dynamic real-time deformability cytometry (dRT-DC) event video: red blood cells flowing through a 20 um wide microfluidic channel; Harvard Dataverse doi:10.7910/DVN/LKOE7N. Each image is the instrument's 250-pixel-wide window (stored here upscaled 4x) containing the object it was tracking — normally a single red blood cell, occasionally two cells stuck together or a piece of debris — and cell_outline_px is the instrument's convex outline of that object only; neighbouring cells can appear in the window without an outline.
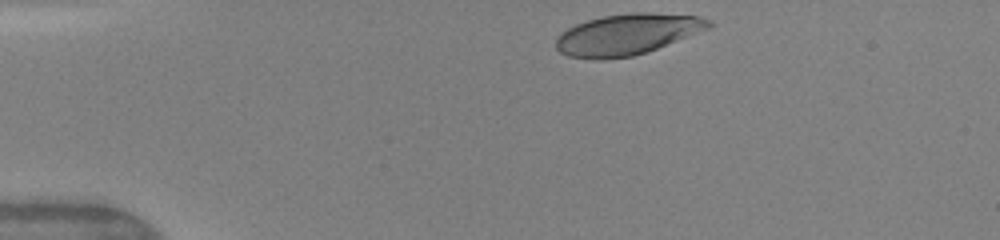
{"species": "human", "species_latin": "Homo sapiens", "temperature_condition": "warm", "stored_images_in_passage": 34, "camera_frame_rate_fps": 3000, "um_per_image_px": 0.085, "donor": {"sex": "female"}, "frame": {"image": 1, "passage_image": 1, "time_ms": 0.0, "image_size_px": [1000, 240], "cell_outline_px": [[712, 28], [648, 52], [632, 56], [600, 60], [592, 60], [568, 56], [560, 52], [556, 48], [556, 36], [560, 32], [576, 24], [588, 20], [604, 16], [632, 12], [648, 12], [700, 16], [712, 20]], "centroid_in_image_um": [53.34, 2.93], "position_along_channel_um": 31.7, "area_um2": 36.99}}
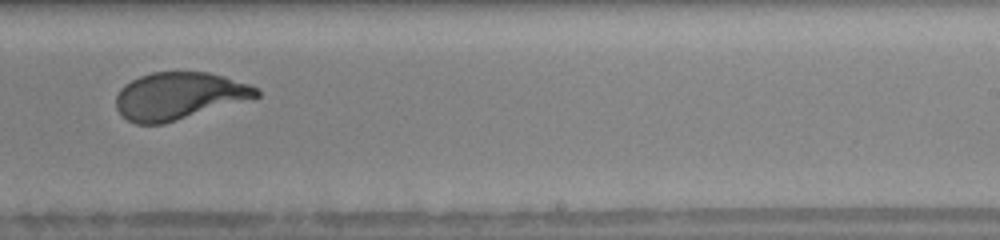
{"frame": {"image": 2, "passage_image": 23, "time_ms": 7.333, "image_size_px": [1000, 240], "cell_outline_px": [[260, 96], [164, 124], [136, 124], [128, 120], [116, 108], [116, 96], [120, 88], [124, 84], [140, 76], [152, 72], [208, 72], [224, 76], [248, 84], [256, 88], [260, 92]], "centroid_in_image_um": [15.18, 8.15], "position_along_channel_um": 273.8, "area_um2": 38.38}}
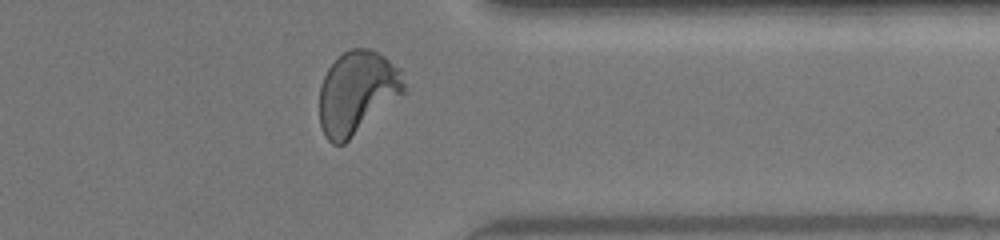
{"frame": {"image": 3, "passage_image": 31, "time_ms": 10.0, "image_size_px": [1000, 240], "cell_outline_px": [[404, 92], [344, 144], [332, 144], [324, 136], [320, 124], [320, 84], [328, 68], [348, 48], [372, 48], [384, 56], [400, 68], [404, 84]], "centroid_in_image_um": [30.33, 7.85], "position_along_channel_um": 381.1, "area_um2": 40.52}, "authors_computed_cell_mechanics": {"area_um2": 39.3329, "velocity_mm_per_s": 4.1556, "shape_relaxation_time_tau1_ms": 3.4999, "shape_relaxation_time_tau2_ms": null, "deformation_change_tau1": 0.1979, "deformation_change_tau2": null}}